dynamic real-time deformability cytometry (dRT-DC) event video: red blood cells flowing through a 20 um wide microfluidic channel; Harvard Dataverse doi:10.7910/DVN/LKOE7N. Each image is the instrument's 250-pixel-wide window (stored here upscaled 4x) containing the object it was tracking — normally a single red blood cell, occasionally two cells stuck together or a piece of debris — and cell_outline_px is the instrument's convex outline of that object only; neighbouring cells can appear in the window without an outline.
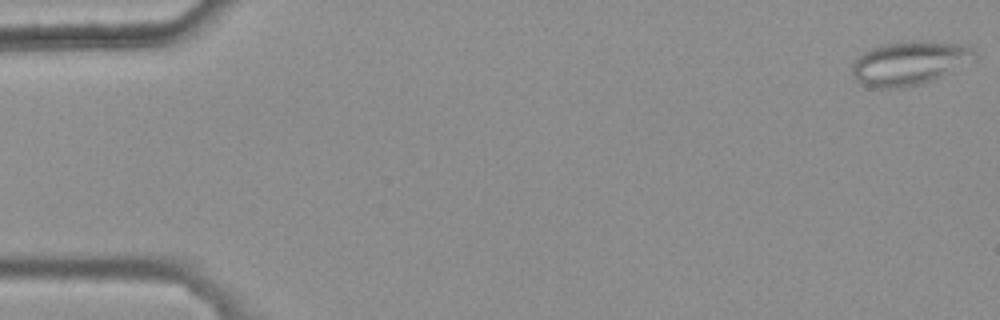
{"species": "common noctule bat (a hibernating species)", "species_latin": "Nyctalus noctula", "temperature_condition": "warm", "stored_images_in_passage": 3, "camera_frame_rate_fps": 3000, "um_per_image_px": 0.085, "animal": {"sex": "female", "body_mass_g": 25.1}, "frame": {"image": 1, "passage_image": 3, "time_ms": 0.667, "image_size_px": [1000, 320], "cell_outline_px": [[976, 56], [944, 76], [920, 84], [904, 88], [880, 88], [860, 84], [852, 76], [852, 64], [864, 52], [872, 48], [884, 44], [912, 40], [920, 40], [956, 44], [968, 48], [976, 52]], "centroid_in_image_um": [77.23, 5.38], "position_along_channel_um": 7.8, "area_um2": 30.87}}